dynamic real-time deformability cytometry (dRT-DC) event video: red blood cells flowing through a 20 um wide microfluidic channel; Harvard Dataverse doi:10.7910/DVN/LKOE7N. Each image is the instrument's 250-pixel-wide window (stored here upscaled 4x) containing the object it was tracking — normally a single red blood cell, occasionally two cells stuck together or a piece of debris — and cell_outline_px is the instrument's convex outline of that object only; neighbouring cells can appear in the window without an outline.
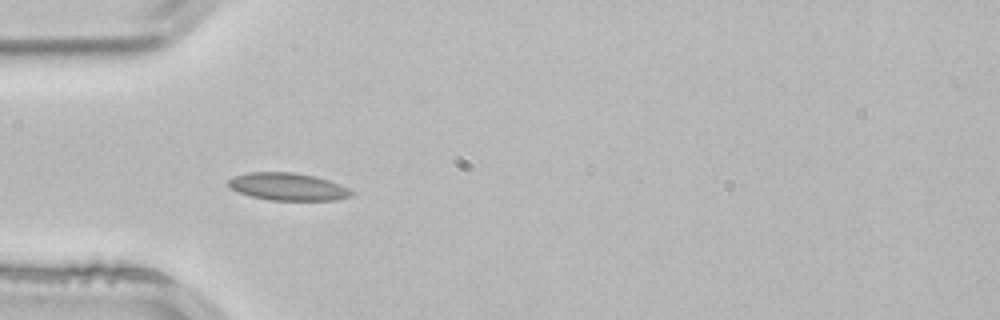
{"species": "common noctule bat (a hibernating species)", "species_latin": "Nyctalus noctula", "temperature_condition": "room temperature", "stored_images_in_passage": 2, "camera_frame_rate_fps": 3000, "um_per_image_px": 0.085, "animal": {"sex": "male", "body_mass_g": 21.5, "forearm_length_mm": 52.0}, "frame": {"image": 1, "passage_image": 2, "time_ms": 0.333, "image_size_px": [1000, 320], "cell_outline_px": [[356, 192], [352, 196], [336, 200], [272, 200], [252, 196], [240, 192], [232, 188], [228, 184], [228, 180], [232, 176], [248, 172], [292, 172], [316, 176], [340, 184]], "centroid_in_image_um": [24.51, 15.86], "position_along_channel_um": 60.5, "area_um2": 19.71}}